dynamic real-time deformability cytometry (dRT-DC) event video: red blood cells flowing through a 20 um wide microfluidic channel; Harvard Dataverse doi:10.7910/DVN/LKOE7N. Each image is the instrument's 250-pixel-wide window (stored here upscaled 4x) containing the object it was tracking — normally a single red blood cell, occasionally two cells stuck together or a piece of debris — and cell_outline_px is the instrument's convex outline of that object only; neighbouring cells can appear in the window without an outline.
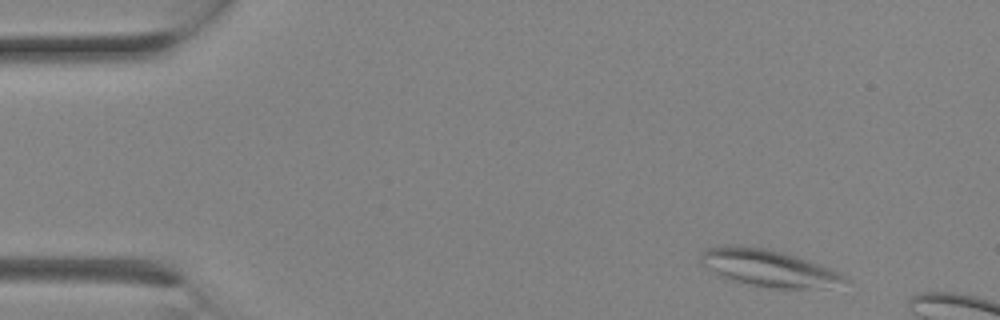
{"species": "Egyptian fruit bat (a non-hibernating species)", "species_latin": "Rousettus aegyptiacus", "temperature_condition": "room temperature", "stored_images_in_passage": 2, "camera_frame_rate_fps": 3000, "um_per_image_px": 0.085, "animal": {"sex": "female"}, "frame": {"image": 1, "passage_image": 1, "time_ms": 0.0, "image_size_px": [1000, 320], "cell_outline_px": [[848, 280], [824, 288], [776, 288], [728, 280], [700, 264], [700, 256], [704, 248], [728, 244], [768, 248], [784, 252], [820, 264], [840, 272]], "centroid_in_image_um": [65.26, 22.75], "position_along_channel_um": 19.7, "area_um2": 30.92}}